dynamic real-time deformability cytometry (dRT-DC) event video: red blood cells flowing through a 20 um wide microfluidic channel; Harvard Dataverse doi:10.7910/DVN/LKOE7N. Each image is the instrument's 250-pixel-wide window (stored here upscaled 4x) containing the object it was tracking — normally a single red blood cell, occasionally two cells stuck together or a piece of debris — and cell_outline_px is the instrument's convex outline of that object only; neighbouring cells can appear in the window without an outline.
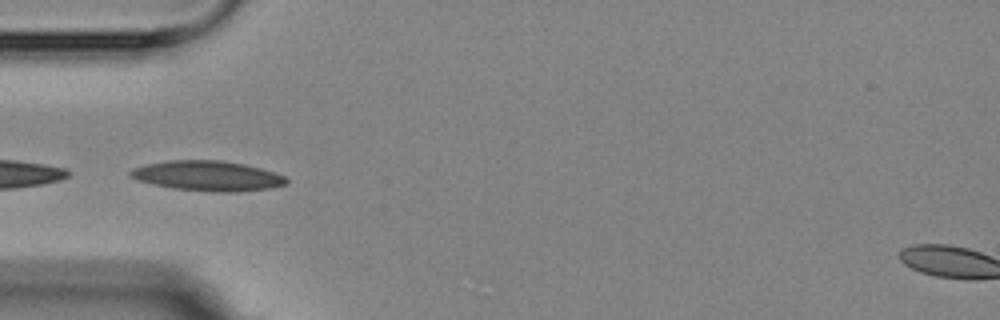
{"species": "Egyptian fruit bat (a non-hibernating species)", "species_latin": "Rousettus aegyptiacus", "temperature_condition": "room temperature", "stored_images_in_passage": 12, "camera_frame_rate_fps": 3000, "um_per_image_px": 0.085, "animal": {"sex": "female"}, "frame": {"image": 1, "passage_image": 1, "time_ms": 0.0, "image_size_px": [1000, 320], "cell_outline_px": [[288, 184], [268, 188], [236, 192], [212, 192], [172, 188], [152, 184], [136, 180], [128, 176], [128, 172], [132, 168], [148, 164], [168, 160], [220, 160], [244, 164], [260, 168], [284, 176], [288, 180]], "centroid_in_image_um": [17.6, 14.95], "position_along_channel_um": 67.4, "area_um2": 27.34}}
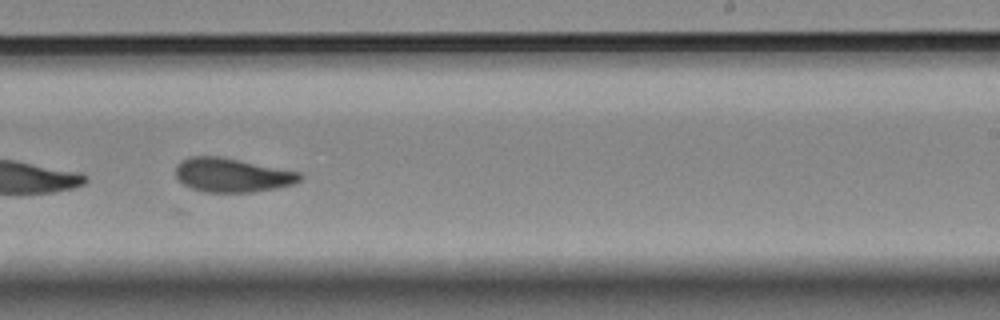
{"frame": {"image": 2, "passage_image": 6, "time_ms": 5.667, "image_size_px": [1000, 320], "cell_outline_px": [[304, 176], [300, 180], [292, 184], [276, 188], [252, 192], [200, 192], [184, 184], [176, 176], [176, 164], [180, 160], [188, 156], [220, 156], [300, 172]], "centroid_in_image_um": [19.7, 14.87], "position_along_channel_um": 269.3, "area_um2": 24.68}}
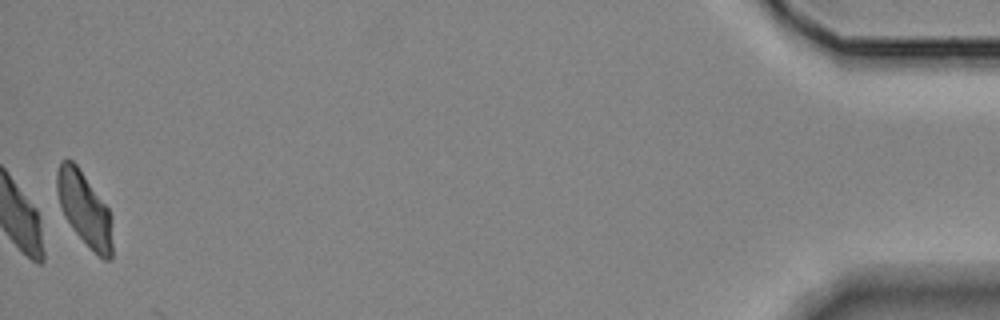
{"frame": {"image": 3, "passage_image": 12, "time_ms": 12.667, "image_size_px": [1000, 320], "cell_outline_px": [[112, 260], [104, 260], [72, 228], [64, 216], [56, 192], [56, 172], [60, 160], [72, 160], [76, 164], [108, 208], [112, 216]], "centroid_in_image_um": [7.18, 17.73], "position_along_channel_um": 428.0, "area_um2": 23.58}}